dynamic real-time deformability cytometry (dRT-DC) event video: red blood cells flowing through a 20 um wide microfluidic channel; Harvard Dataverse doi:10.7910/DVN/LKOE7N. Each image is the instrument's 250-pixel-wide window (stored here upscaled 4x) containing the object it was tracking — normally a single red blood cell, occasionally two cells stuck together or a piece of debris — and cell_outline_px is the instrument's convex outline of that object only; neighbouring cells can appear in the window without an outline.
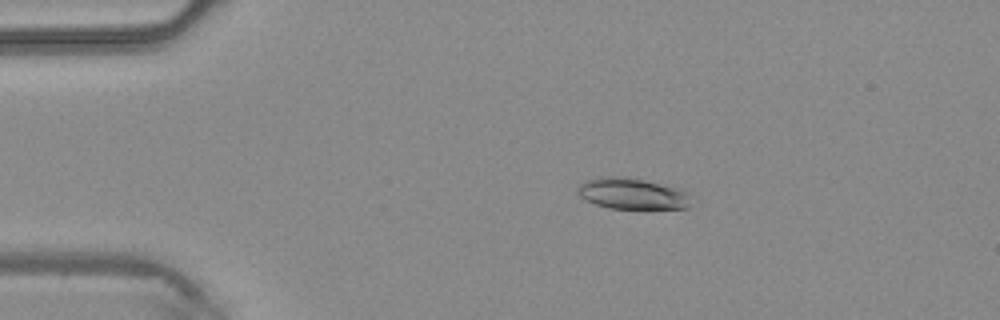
{"species": "common noctule bat (a hibernating species)", "species_latin": "Nyctalus noctula", "temperature_condition": "warm", "stored_images_in_passage": 41, "camera_frame_rate_fps": 3000, "um_per_image_px": 0.085, "animal": {"sex": "male", "body_mass_g": 20.4}, "frame": {"image": 1, "passage_image": 5, "time_ms": 1.333, "image_size_px": [1000, 320], "cell_outline_px": [[688, 208], [608, 208], [596, 204], [580, 196], [576, 192], [576, 188], [584, 180], [596, 176], [624, 176], [644, 180], [680, 188], [684, 192], [688, 204]], "centroid_in_image_um": [53.62, 16.43], "position_along_channel_um": 31.4, "area_um2": 20.35}}
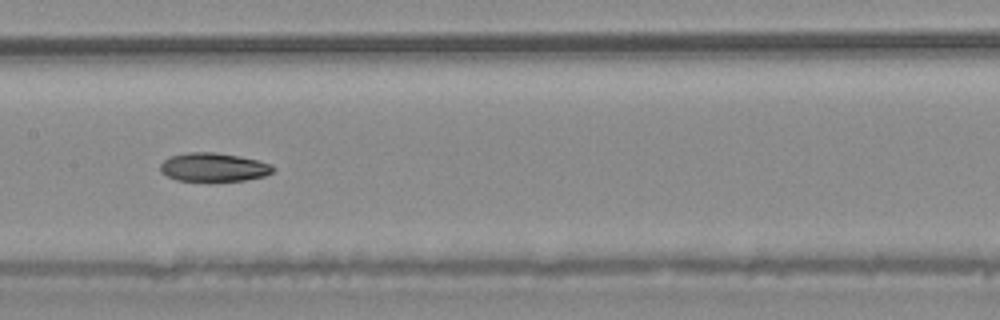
{"frame": {"image": 2, "passage_image": 19, "time_ms": 6.0, "image_size_px": [1000, 320], "cell_outline_px": [[276, 168], [272, 172], [264, 176], [244, 180], [212, 184], [176, 180], [160, 172], [160, 164], [164, 160], [172, 156], [188, 152], [216, 152], [240, 156], [272, 164]], "centroid_in_image_um": [18.15, 14.26], "position_along_channel_um": 189.2, "area_um2": 19.59}}
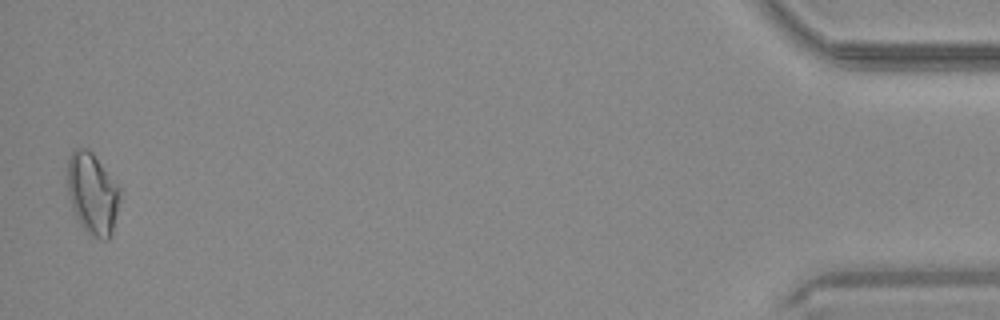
{"frame": {"image": 3, "passage_image": 41, "time_ms": 13.333, "image_size_px": [1000, 320], "cell_outline_px": [[120, 200], [112, 232], [108, 240], [100, 240], [88, 236], [80, 224], [72, 208], [68, 192], [68, 156], [72, 148], [88, 148], [92, 152], [120, 188]], "centroid_in_image_um": [7.85, 16.47], "position_along_channel_um": 427.3, "area_um2": 25.14}}